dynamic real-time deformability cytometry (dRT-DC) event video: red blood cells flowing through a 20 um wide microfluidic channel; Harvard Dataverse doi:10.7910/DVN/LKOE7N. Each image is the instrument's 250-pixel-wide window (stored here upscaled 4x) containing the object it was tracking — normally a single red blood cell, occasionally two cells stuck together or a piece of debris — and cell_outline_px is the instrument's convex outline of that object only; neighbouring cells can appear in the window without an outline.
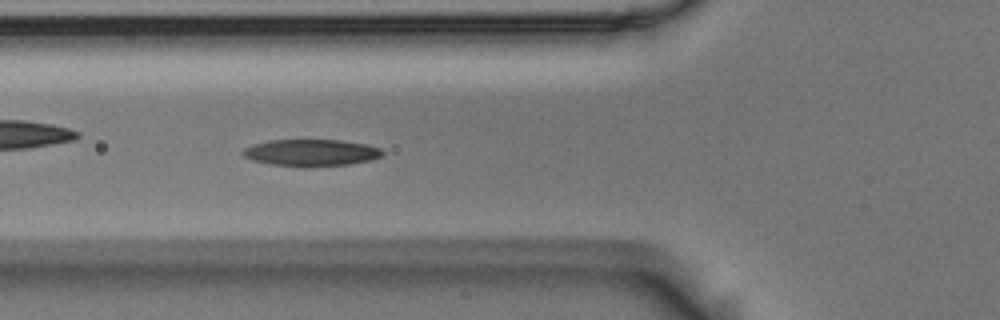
{"species": "Egyptian fruit bat (a non-hibernating species)", "species_latin": "Rousettus aegyptiacus", "temperature_condition": "room temperature", "stored_images_in_passage": 54, "camera_frame_rate_fps": 3000, "um_per_image_px": 0.085, "animal": {"sex": "male"}, "frame": {"image": 1, "passage_image": 19, "time_ms": 6.0, "image_size_px": [1000, 320], "cell_outline_px": [[384, 152], [380, 156], [372, 160], [348, 164], [304, 168], [300, 168], [272, 164], [252, 160], [244, 156], [240, 152], [244, 148], [252, 144], [268, 140], [340, 140], [368, 144], [380, 148]], "centroid_in_image_um": [26.43, 12.99], "position_along_channel_um": 99.4, "area_um2": 22.14}}
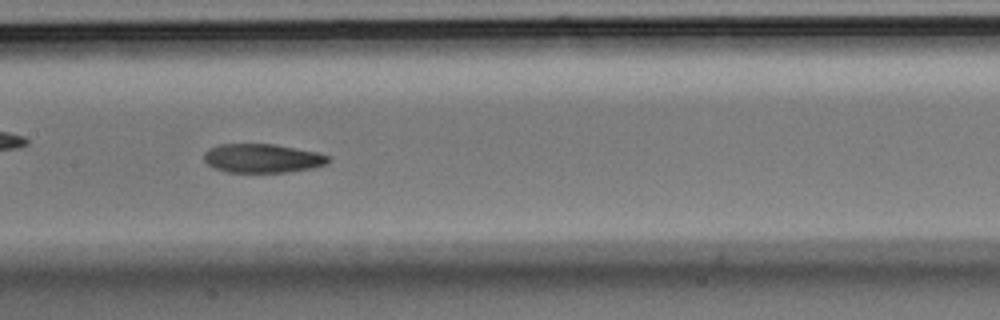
{"frame": {"image": 2, "passage_image": 26, "time_ms": 8.333, "image_size_px": [1000, 320], "cell_outline_px": [[332, 160], [328, 164], [312, 168], [288, 172], [224, 172], [208, 164], [204, 160], [204, 152], [208, 148], [220, 144], [276, 144], [316, 152], [328, 156]], "centroid_in_image_um": [22.31, 13.45], "position_along_channel_um": 185.1, "area_um2": 21.04}}
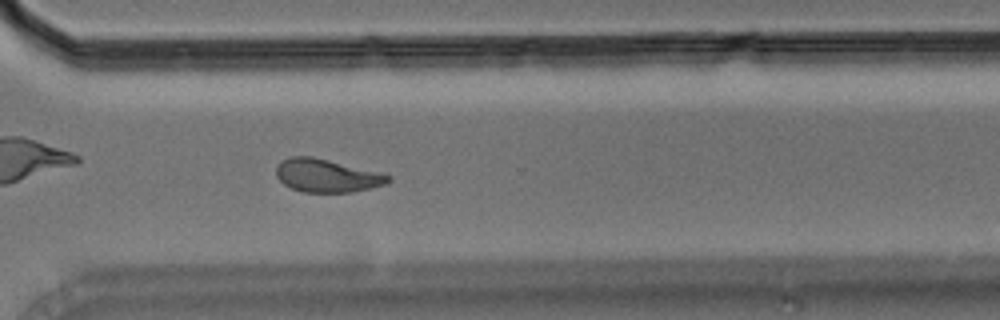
{"frame": {"image": 3, "passage_image": 39, "time_ms": 12.667, "image_size_px": [1000, 320], "cell_outline_px": [[392, 180], [388, 184], [352, 192], [304, 192], [292, 188], [284, 184], [276, 176], [276, 168], [284, 160], [292, 156], [312, 156], [380, 172], [392, 176]], "centroid_in_image_um": [27.83, 14.93], "position_along_channel_um": 342.8, "area_um2": 21.56}, "authors_computed_cell_mechanics": {"area_um2": 21.6461, "velocity_mm_per_s": 3.644, "shape_relaxation_time_tau1_ms": 4.3251, "shape_relaxation_time_tau2_ms": 3.9338, "deformation_change_tau1": 0.1694, "deformation_change_tau2": 0.1065}}